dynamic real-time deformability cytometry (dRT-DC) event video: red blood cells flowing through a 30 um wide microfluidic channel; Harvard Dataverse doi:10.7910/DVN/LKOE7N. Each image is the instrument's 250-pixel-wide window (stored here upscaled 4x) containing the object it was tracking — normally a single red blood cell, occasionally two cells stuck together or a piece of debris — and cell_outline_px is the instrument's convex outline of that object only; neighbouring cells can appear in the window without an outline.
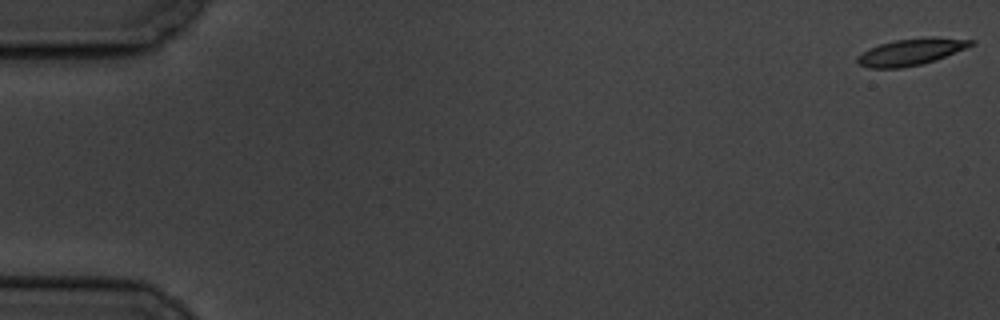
{"species": "common noctule bat (a hibernating species)", "species_latin": "Nyctalus noctula", "temperature_condition": "cold", "stored_images_in_passage": 4, "camera_frame_rate_fps": 3000, "um_per_image_px": 0.085, "animal": {"sex": "male", "body_mass_g": 19.5, "forearm_length_mm": 54.6}, "frame": {"image": 1, "passage_image": 1, "time_ms": 0.0, "image_size_px": [1000, 320], "cell_outline_px": [[976, 44], [936, 60], [904, 68], [868, 68], [860, 64], [856, 60], [856, 56], [868, 48], [880, 44], [896, 40], [928, 36], [976, 40]], "centroid_in_image_um": [77.45, 4.4], "position_along_channel_um": 7.6, "area_um2": 17.8}}